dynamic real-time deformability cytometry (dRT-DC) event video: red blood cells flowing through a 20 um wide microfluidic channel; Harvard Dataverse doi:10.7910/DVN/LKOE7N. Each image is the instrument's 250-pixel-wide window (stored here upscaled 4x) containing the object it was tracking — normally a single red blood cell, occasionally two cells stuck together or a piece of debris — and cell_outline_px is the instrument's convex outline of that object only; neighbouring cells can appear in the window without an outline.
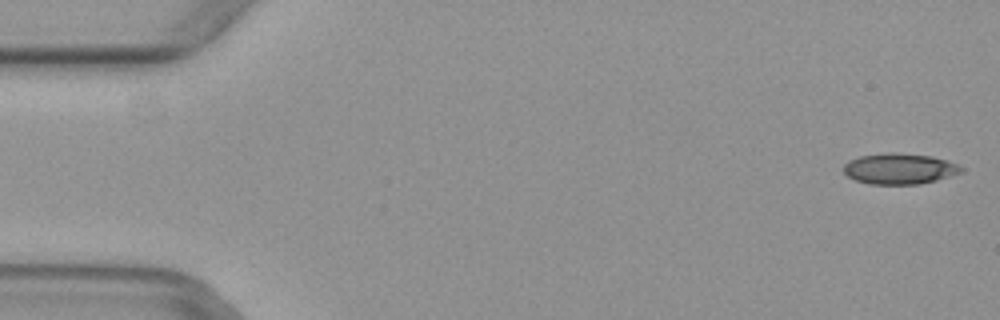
{"species": "common noctule bat (a hibernating species)", "species_latin": "Nyctalus noctula", "temperature_condition": "warm", "stored_images_in_passage": 5, "camera_frame_rate_fps": 3000, "um_per_image_px": 0.085, "animal": {"sex": "female", "body_mass_g": 29.2, "forearm_length_mm": 56.3}, "frame": {"image": 1, "passage_image": 1, "time_ms": 0.0, "image_size_px": [1000, 320], "cell_outline_px": [[964, 172], [936, 180], [920, 184], [868, 184], [856, 180], [848, 176], [844, 172], [844, 164], [848, 160], [860, 156], [892, 152], [896, 152], [932, 156], [948, 160], [960, 164], [964, 168]], "centroid_in_image_um": [76.5, 14.34], "position_along_channel_um": 8.5, "area_um2": 21.33}}